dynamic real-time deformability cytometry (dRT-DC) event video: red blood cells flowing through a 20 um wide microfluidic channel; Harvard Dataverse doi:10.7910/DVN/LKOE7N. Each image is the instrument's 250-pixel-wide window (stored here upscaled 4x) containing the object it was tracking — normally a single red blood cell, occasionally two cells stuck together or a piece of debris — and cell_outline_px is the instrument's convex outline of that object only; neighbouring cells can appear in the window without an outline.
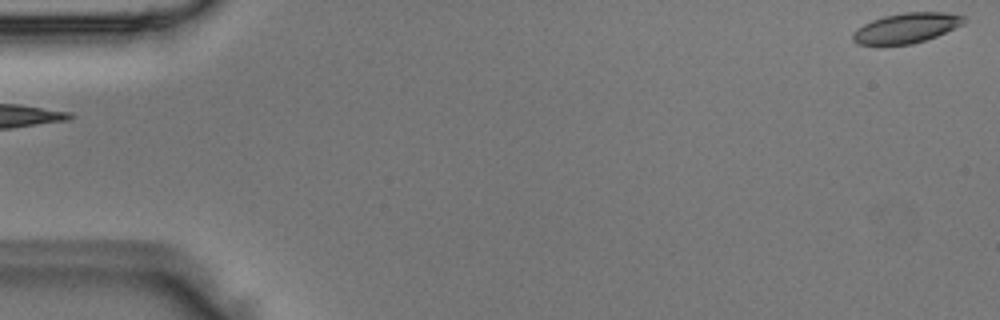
{"species": "Egyptian fruit bat (a non-hibernating species)", "species_latin": "Rousettus aegyptiacus", "temperature_condition": "room temperature", "stored_images_in_passage": 2, "segment_of_instrument_passage": [2, 2], "camera_frame_rate_fps": 3000, "um_per_image_px": 0.085, "animal": {"sex": "male"}, "frame": {"image": 1, "passage_image": 2, "time_ms": 0.333, "image_size_px": [1000, 320], "cell_outline_px": [[964, 24], [936, 36], [912, 44], [856, 44], [852, 40], [852, 32], [856, 28], [872, 20], [884, 16], [904, 12], [944, 12], [964, 16]], "centroid_in_image_um": [77.01, 2.37], "position_along_channel_um": 8.0, "area_um2": 19.31}}